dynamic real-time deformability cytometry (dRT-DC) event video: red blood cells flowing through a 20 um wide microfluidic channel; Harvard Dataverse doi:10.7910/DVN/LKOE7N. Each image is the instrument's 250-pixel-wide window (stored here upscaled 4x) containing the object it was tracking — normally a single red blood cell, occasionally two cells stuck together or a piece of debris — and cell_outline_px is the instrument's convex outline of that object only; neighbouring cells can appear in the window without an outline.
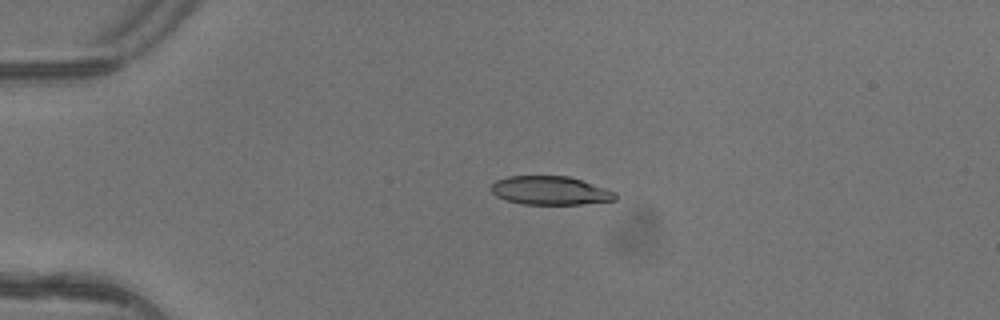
{"species": "common noctule bat (a hibernating species)", "species_latin": "Nyctalus noctula", "temperature_condition": "warm", "stored_images_in_passage": 4, "camera_frame_rate_fps": 3000, "um_per_image_px": 0.085, "animal": {"sex": "female"}, "frame": {"image": 1, "passage_image": 3, "time_ms": 0.667, "image_size_px": [1000, 320], "cell_outline_px": [[616, 200], [580, 204], [524, 204], [504, 200], [496, 196], [492, 192], [492, 184], [496, 180], [508, 176], [568, 176], [608, 188], [616, 192]], "centroid_in_image_um": [46.78, 16.19], "position_along_channel_um": 38.2, "area_um2": 20.75}}